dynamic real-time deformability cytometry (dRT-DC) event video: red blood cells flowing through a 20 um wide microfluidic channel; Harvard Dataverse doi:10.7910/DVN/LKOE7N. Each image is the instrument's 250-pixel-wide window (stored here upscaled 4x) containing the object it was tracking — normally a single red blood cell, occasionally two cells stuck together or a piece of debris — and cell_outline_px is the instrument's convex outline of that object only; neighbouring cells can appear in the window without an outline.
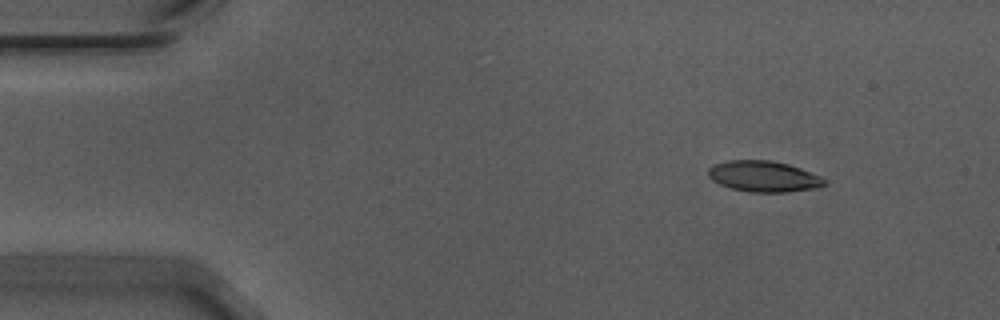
{"species": "Egyptian fruit bat (a non-hibernating species)", "species_latin": "Rousettus aegyptiacus", "temperature_condition": "warm", "stored_images_in_passage": 12, "camera_frame_rate_fps": 3000, "um_per_image_px": 0.085, "animal": {"sex": "male"}, "frame": {"image": 1, "passage_image": 1, "time_ms": 0.0, "image_size_px": [1000, 320], "cell_outline_px": [[828, 184], [820, 188], [788, 192], [748, 192], [732, 188], [720, 184], [712, 180], [708, 176], [708, 168], [716, 164], [728, 160], [772, 160], [788, 164], [800, 168], [820, 176], [828, 180]], "centroid_in_image_um": [64.97, 15.0], "position_along_channel_um": 20.0, "area_um2": 21.15}}
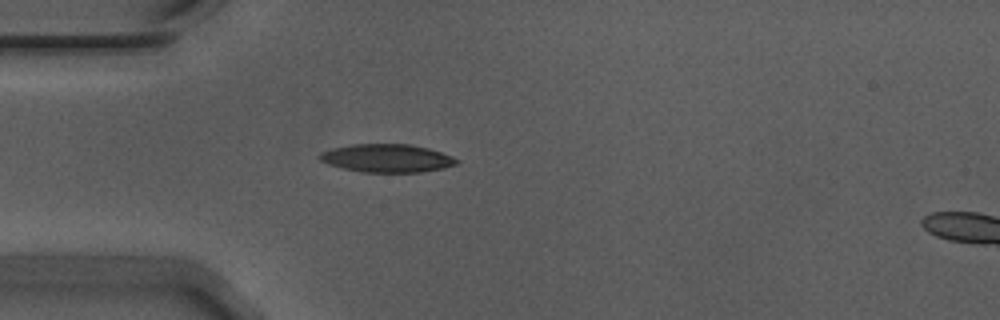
{"frame": {"image": 2, "passage_image": 10, "time_ms": 3.0, "image_size_px": [1000, 320], "cell_outline_px": [[460, 160], [456, 164], [444, 168], [420, 172], [360, 172], [328, 164], [320, 160], [320, 152], [332, 148], [348, 144], [408, 144], [428, 148], [452, 156]], "centroid_in_image_um": [32.88, 13.44], "position_along_channel_um": 52.1, "area_um2": 22.43}}